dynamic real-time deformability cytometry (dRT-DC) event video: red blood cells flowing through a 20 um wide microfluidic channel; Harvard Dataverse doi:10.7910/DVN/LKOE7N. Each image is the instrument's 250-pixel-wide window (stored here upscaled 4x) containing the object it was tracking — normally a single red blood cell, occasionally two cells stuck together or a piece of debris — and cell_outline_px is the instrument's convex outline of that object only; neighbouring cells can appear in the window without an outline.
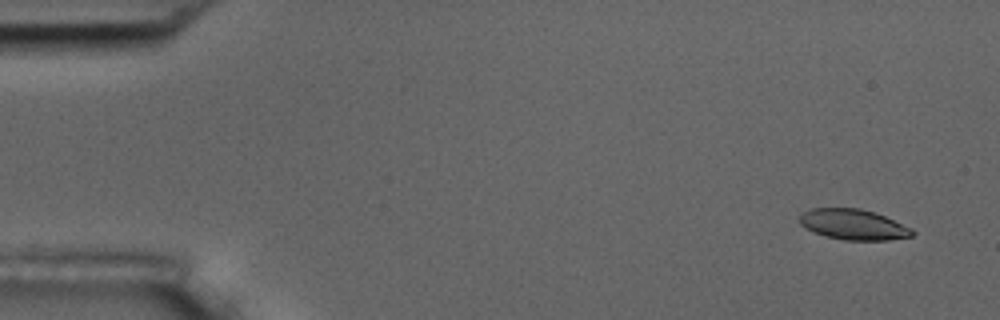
{"species": "common noctule bat (a hibernating species)", "species_latin": "Nyctalus noctula", "temperature_condition": "room temperature", "stored_images_in_passage": 56, "camera_frame_rate_fps": 3000, "um_per_image_px": 0.085, "animal": {"sex": "male", "body_mass_g": 17.5, "forearm_length_mm": 52.3}, "frame": {"image": 1, "passage_image": 3, "time_ms": 0.667, "image_size_px": [1000, 320], "cell_outline_px": [[916, 232], [912, 236], [888, 240], [844, 240], [828, 236], [816, 232], [800, 224], [800, 216], [804, 212], [812, 208], [860, 208], [884, 216], [912, 228]], "centroid_in_image_um": [72.58, 19.08], "position_along_channel_um": 12.4, "area_um2": 19.71}}
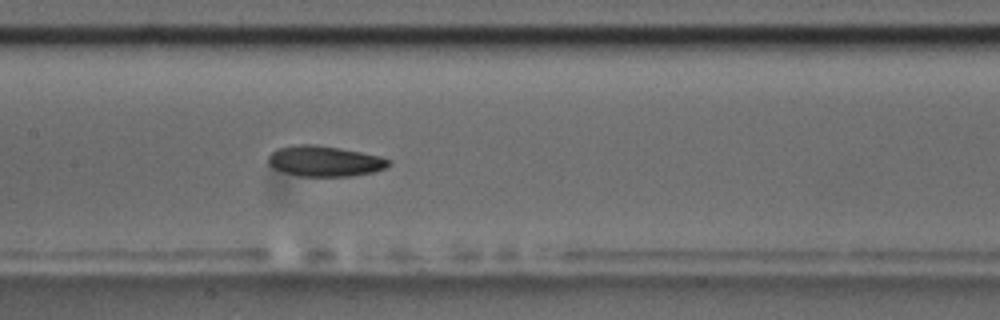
{"frame": {"image": 2, "passage_image": 27, "time_ms": 8.667, "image_size_px": [1000, 320], "cell_outline_px": [[392, 164], [384, 168], [372, 172], [352, 176], [300, 176], [284, 172], [272, 168], [268, 164], [268, 156], [276, 148], [296, 144], [316, 144], [340, 148], [380, 156], [392, 160]], "centroid_in_image_um": [27.58, 13.69], "position_along_channel_um": 179.8, "area_um2": 21.62}}
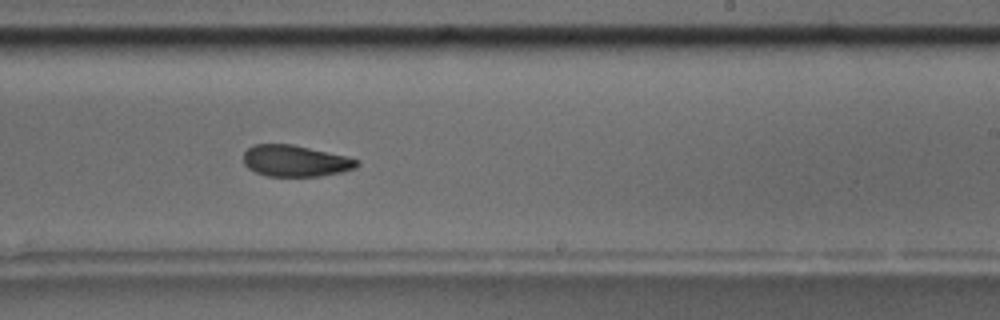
{"frame": {"image": 3, "passage_image": 34, "time_ms": 11.0, "image_size_px": [1000, 320], "cell_outline_px": [[360, 164], [356, 168], [340, 172], [320, 176], [268, 176], [256, 172], [248, 168], [244, 164], [244, 152], [252, 144], [292, 144], [344, 156], [360, 160]], "centroid_in_image_um": [25.09, 13.67], "position_along_channel_um": 263.9, "area_um2": 20.63}, "authors_computed_cell_mechanics": {"area_um2": 21.6172, "velocity_mm_per_s": 3.6177, "shape_relaxation_time_tau1_ms": 9.5311, "shape_relaxation_time_tau2_ms": 3.1011, "deformation_change_tau1": 0.1978, "deformation_change_tau2": 0.0836}}